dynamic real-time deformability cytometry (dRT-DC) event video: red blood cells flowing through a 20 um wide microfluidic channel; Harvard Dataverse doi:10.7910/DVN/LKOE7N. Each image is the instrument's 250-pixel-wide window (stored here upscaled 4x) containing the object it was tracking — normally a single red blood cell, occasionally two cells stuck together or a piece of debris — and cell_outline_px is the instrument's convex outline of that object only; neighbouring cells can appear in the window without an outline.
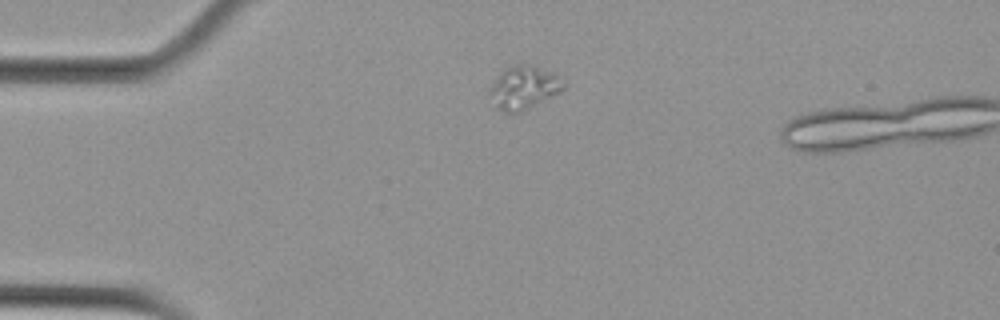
{"species": "Egyptian fruit bat (a non-hibernating species)", "species_latin": "Rousettus aegyptiacus", "temperature_condition": "cold", "stored_images_in_passage": 3, "camera_frame_rate_fps": 3000, "um_per_image_px": 0.085, "animal": {"sex": "female"}, "frame": {"image": 1, "passage_image": 1, "time_ms": 0.0, "image_size_px": [1000, 320], "cell_outline_px": [[568, 84], [560, 92], [524, 112], [512, 116], [496, 108], [488, 92], [496, 76], [504, 68], [512, 64], [532, 64], [552, 72]], "centroid_in_image_um": [44.51, 7.47], "position_along_channel_um": 40.5, "area_um2": 19.31}}